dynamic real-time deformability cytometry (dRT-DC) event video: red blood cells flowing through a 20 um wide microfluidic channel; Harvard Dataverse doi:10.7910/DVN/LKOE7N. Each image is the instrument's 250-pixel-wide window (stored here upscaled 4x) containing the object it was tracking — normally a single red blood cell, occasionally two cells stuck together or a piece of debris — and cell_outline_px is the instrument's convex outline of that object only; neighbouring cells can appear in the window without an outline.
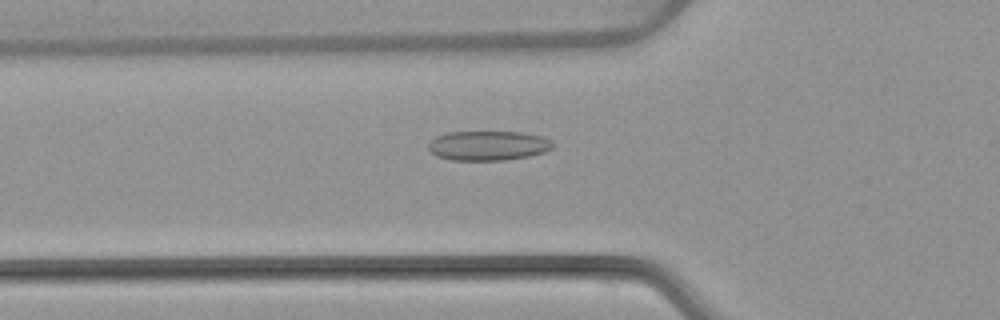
{"species": "common noctule bat (a hibernating species)", "species_latin": "Nyctalus noctula", "temperature_condition": "warm", "stored_images_in_passage": 53, "camera_frame_rate_fps": 3000, "um_per_image_px": 0.085, "animal": {"sex": "female", "body_mass_g": 22.7, "forearm_length_mm": 54.2}, "frame": {"image": 1, "passage_image": 19, "time_ms": 6.0, "image_size_px": [1000, 320], "cell_outline_px": [[552, 148], [544, 152], [528, 156], [504, 160], [452, 160], [436, 156], [428, 148], [428, 144], [436, 136], [448, 132], [520, 132], [544, 136], [552, 140]], "centroid_in_image_um": [41.5, 12.37], "position_along_channel_um": 84.3, "area_um2": 21.44}}
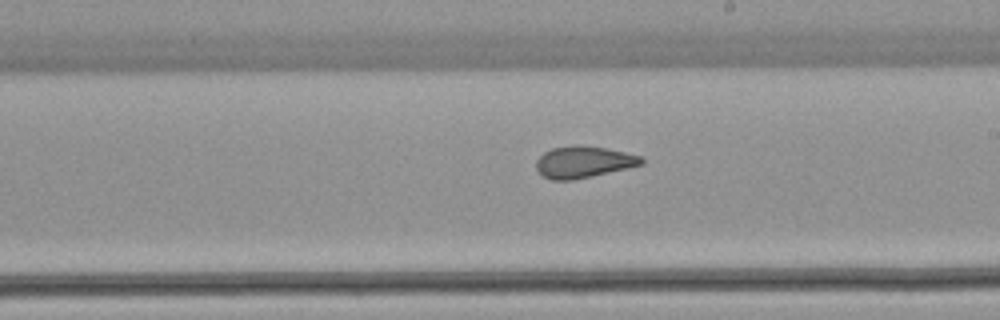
{"frame": {"image": 2, "passage_image": 31, "time_ms": 10.0, "image_size_px": [1000, 320], "cell_outline_px": [[644, 164], [628, 168], [592, 176], [572, 180], [552, 180], [544, 176], [536, 168], [536, 160], [544, 152], [552, 148], [576, 144], [608, 148], [644, 156]], "centroid_in_image_um": [49.64, 13.75], "position_along_channel_um": 239.4, "area_um2": 19.59}}
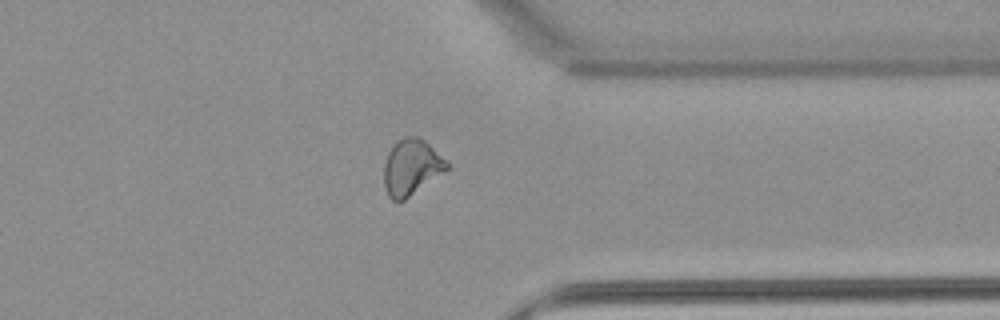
{"frame": {"image": 3, "passage_image": 42, "time_ms": 13.667, "image_size_px": [1000, 320], "cell_outline_px": [[452, 164], [448, 168], [404, 200], [392, 200], [388, 196], [384, 184], [384, 164], [388, 152], [404, 136], [416, 136], [424, 140], [448, 160]], "centroid_in_image_um": [34.98, 14.2], "position_along_channel_um": 376.4, "area_um2": 20.17}, "authors_computed_cell_mechanics": {"area_um2": 20.8658, "velocity_mm_per_s": 3.8638, "shape_relaxation_time_tau1_ms": null, "shape_relaxation_time_tau2_ms": 1.4328, "deformation_change_tau1": null, "deformation_change_tau2": 0.0895}}